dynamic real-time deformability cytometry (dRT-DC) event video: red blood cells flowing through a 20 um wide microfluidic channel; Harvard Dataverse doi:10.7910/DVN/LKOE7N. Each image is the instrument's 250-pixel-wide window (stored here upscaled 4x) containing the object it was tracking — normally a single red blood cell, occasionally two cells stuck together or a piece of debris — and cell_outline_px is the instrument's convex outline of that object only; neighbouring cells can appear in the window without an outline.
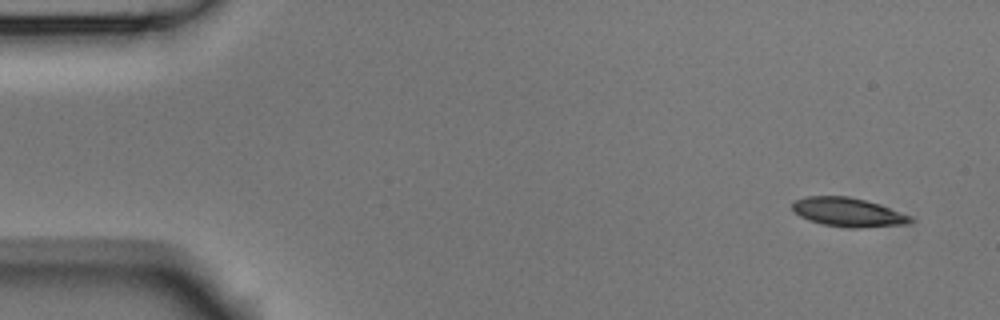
{"species": "Egyptian fruit bat (a non-hibernating species)", "species_latin": "Rousettus aegyptiacus", "temperature_condition": "room temperature", "stored_images_in_passage": 4, "camera_frame_rate_fps": 3000, "um_per_image_px": 0.085, "animal": {"sex": "male"}, "frame": {"image": 1, "passage_image": 1, "time_ms": 0.0, "image_size_px": [1000, 320], "cell_outline_px": [[912, 220], [904, 224], [860, 228], [848, 228], [820, 224], [808, 220], [800, 216], [792, 208], [792, 200], [804, 196], [848, 196], [880, 204], [912, 216]], "centroid_in_image_um": [72.04, 18.03], "position_along_channel_um": 13.0, "area_um2": 20.0}}
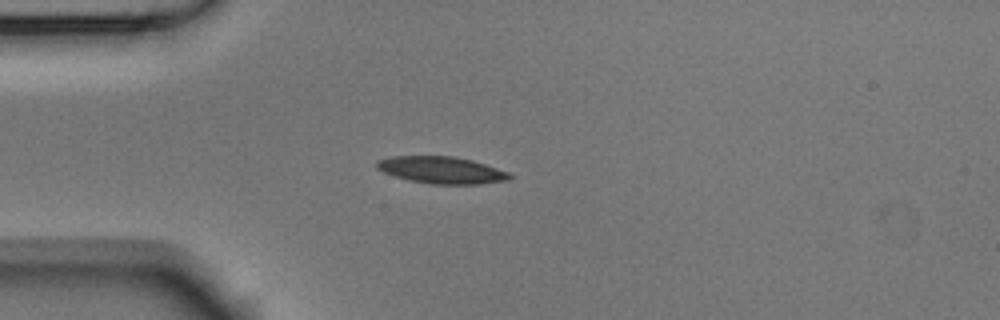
{"frame": {"image": 2, "passage_image": 4, "time_ms": 1.0, "image_size_px": [1000, 320], "cell_outline_px": [[512, 180], [480, 184], [432, 184], [408, 180], [384, 172], [376, 168], [376, 160], [392, 156], [452, 156], [472, 160], [508, 172], [512, 176]], "centroid_in_image_um": [37.53, 14.46], "position_along_channel_um": 47.5, "area_um2": 20.87}}